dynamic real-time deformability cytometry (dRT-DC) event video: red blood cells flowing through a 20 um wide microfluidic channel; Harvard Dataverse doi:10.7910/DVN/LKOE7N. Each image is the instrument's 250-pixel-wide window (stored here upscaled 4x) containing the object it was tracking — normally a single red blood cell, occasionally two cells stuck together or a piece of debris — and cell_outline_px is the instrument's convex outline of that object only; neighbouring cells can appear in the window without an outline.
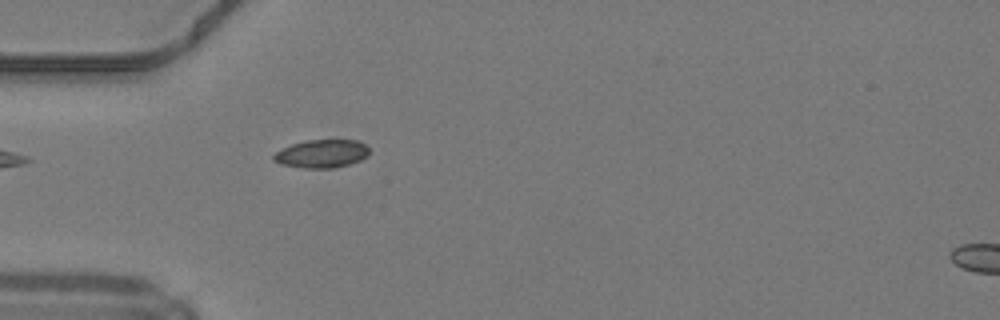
{"species": "common noctule bat (a hibernating species)", "species_latin": "Nyctalus noctula", "temperature_condition": "warm", "stored_images_in_passage": 35, "camera_frame_rate_fps": 3000, "um_per_image_px": 0.085, "animal": {"sex": "male", "body_mass_g": 19.2, "forearm_length_mm": 51.8}, "frame": {"image": 1, "passage_image": 1, "time_ms": 0.0, "image_size_px": [1000, 320], "cell_outline_px": [[368, 156], [360, 160], [348, 164], [332, 168], [304, 168], [280, 164], [272, 160], [272, 156], [276, 152], [292, 144], [308, 140], [356, 140], [364, 144], [368, 148]], "centroid_in_image_um": [27.33, 13.07], "position_along_channel_um": 57.7, "area_um2": 15.55}}
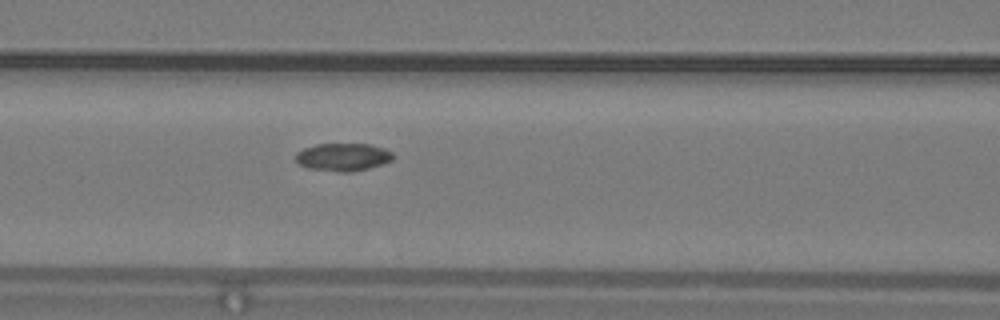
{"frame": {"image": 2, "passage_image": 7, "time_ms": 2.0, "image_size_px": [1000, 320], "cell_outline_px": [[392, 160], [368, 168], [352, 172], [340, 172], [308, 168], [300, 164], [296, 160], [296, 152], [304, 148], [316, 144], [368, 144], [384, 148], [392, 152]], "centroid_in_image_um": [29.13, 13.34], "position_along_channel_um": 137.5, "area_um2": 15.61}}
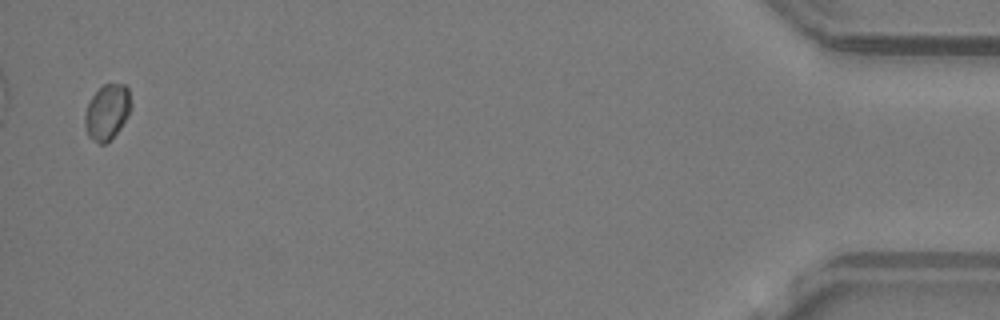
{"frame": {"image": 3, "passage_image": 34, "time_ms": 11.0, "image_size_px": [1000, 320], "cell_outline_px": [[132, 104], [128, 116], [120, 128], [104, 144], [100, 144], [88, 136], [84, 124], [84, 116], [88, 104], [92, 96], [104, 84], [124, 84], [128, 88]], "centroid_in_image_um": [9.11, 9.51], "position_along_channel_um": 426.1, "area_um2": 14.74}, "authors_computed_cell_mechanics": {"area_um2": 15.5482, "velocity_mm_per_s": 4.2119, "shape_relaxation_time_tau1_ms": 7.728, "shape_relaxation_time_tau2_ms": null, "deformation_change_tau1": 0.193, "deformation_change_tau2": null}}